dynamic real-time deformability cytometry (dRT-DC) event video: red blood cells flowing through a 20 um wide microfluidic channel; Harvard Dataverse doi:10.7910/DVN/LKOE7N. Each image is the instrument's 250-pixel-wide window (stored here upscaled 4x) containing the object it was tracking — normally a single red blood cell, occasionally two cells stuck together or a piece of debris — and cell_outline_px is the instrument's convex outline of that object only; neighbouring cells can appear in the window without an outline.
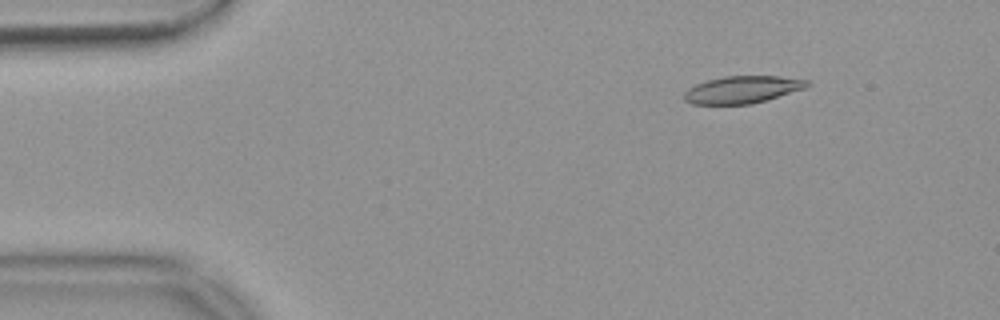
{"species": "common noctule bat (a hibernating species)", "species_latin": "Nyctalus noctula", "temperature_condition": "warm", "stored_images_in_passage": 54, "camera_frame_rate_fps": 3000, "um_per_image_px": 0.085, "animal": {"sex": "female", "body_mass_g": 18.4}, "frame": {"image": 1, "passage_image": 7, "time_ms": 2.0, "image_size_px": [1000, 320], "cell_outline_px": [[812, 84], [804, 88], [752, 104], [692, 104], [684, 100], [684, 92], [688, 88], [696, 84], [708, 80], [724, 76], [780, 76], [808, 80]], "centroid_in_image_um": [63.09, 7.61], "position_along_channel_um": 21.9, "area_um2": 19.42}}
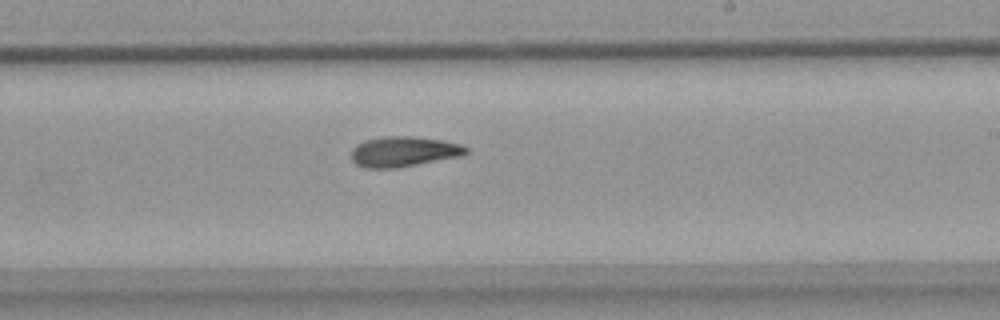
{"frame": {"image": 2, "passage_image": 32, "time_ms": 10.333, "image_size_px": [1000, 320], "cell_outline_px": [[468, 152], [464, 156], [396, 168], [364, 168], [356, 164], [352, 160], [352, 148], [356, 144], [364, 140], [384, 136], [412, 136], [440, 140], [460, 144], [468, 148]], "centroid_in_image_um": [34.31, 12.89], "position_along_channel_um": 254.7, "area_um2": 20.4}}
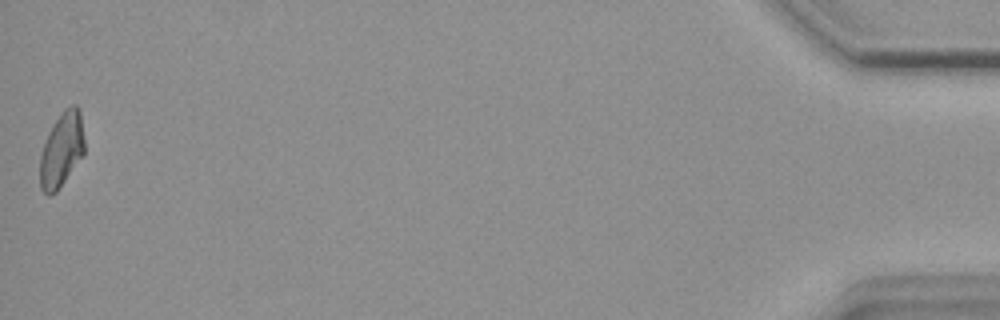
{"frame": {"image": 3, "passage_image": 54, "time_ms": 17.667, "image_size_px": [1000, 320], "cell_outline_px": [[84, 152], [56, 192], [48, 196], [40, 188], [40, 156], [48, 132], [52, 124], [64, 108], [72, 104], [76, 104], [80, 108], [84, 140]], "centroid_in_image_um": [5.23, 12.68], "position_along_channel_um": 430.0, "area_um2": 19.25}, "authors_computed_cell_mechanics": {"area_um2": 19.9121, "velocity_mm_per_s": 3.7164, "shape_relaxation_time_tau1_ms": 7.2808, "shape_relaxation_time_tau2_ms": 9.3801, "deformation_change_tau1": 0.1757, "deformation_change_tau2": 0.1912}}